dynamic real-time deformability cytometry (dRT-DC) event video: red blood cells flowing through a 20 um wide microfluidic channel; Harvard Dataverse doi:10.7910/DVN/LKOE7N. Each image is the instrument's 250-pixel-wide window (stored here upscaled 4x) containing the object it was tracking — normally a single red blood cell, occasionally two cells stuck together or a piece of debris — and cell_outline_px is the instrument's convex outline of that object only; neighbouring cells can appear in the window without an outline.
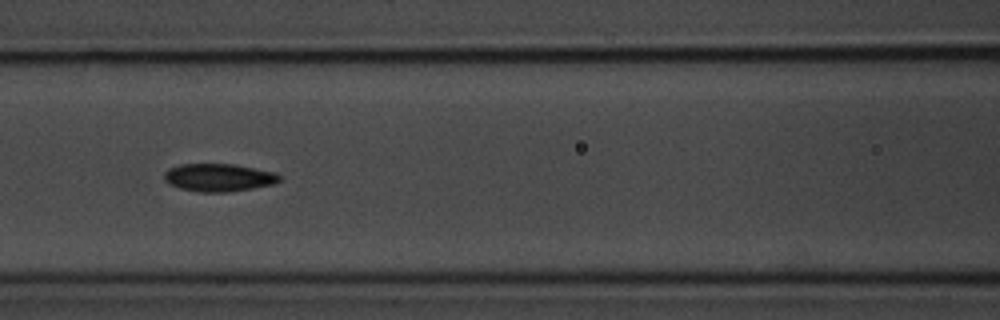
{"species": "common noctule bat (a hibernating species)", "species_latin": "Nyctalus noctula", "temperature_condition": "room temperature", "stored_images_in_passage": 5, "camera_frame_rate_fps": 3000, "um_per_image_px": 0.085, "animal": {"sex": "male", "body_mass_g": 20.1, "forearm_length_mm": 53.5}, "frame": {"image": 1, "passage_image": 3, "time_ms": 2.333, "image_size_px": [1000, 320], "cell_outline_px": [[284, 176], [276, 184], [228, 192], [196, 192], [180, 188], [168, 184], [164, 180], [164, 172], [168, 168], [180, 164], [236, 164], [276, 172]], "centroid_in_image_um": [18.62, 15.09], "position_along_channel_um": 148.0, "area_um2": 19.07}}
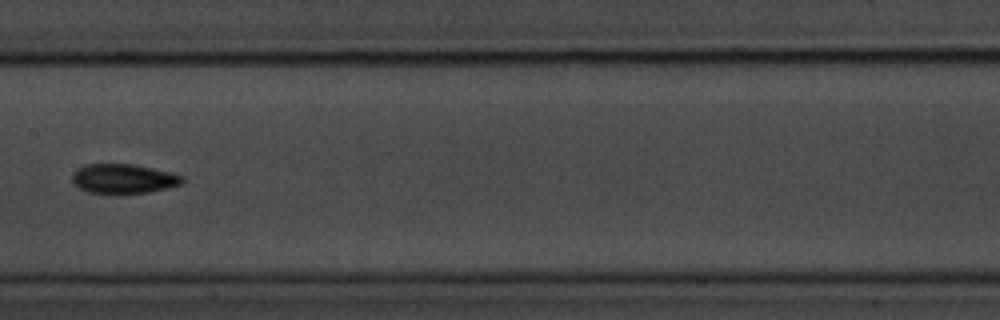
{"frame": {"image": 2, "passage_image": 4, "time_ms": 3.667, "image_size_px": [1000, 320], "cell_outline_px": [[184, 180], [180, 184], [168, 188], [148, 192], [116, 196], [88, 192], [72, 184], [72, 172], [76, 168], [84, 164], [132, 164], [152, 168], [184, 176]], "centroid_in_image_um": [10.43, 15.22], "position_along_channel_um": 197.0, "area_um2": 19.54}}
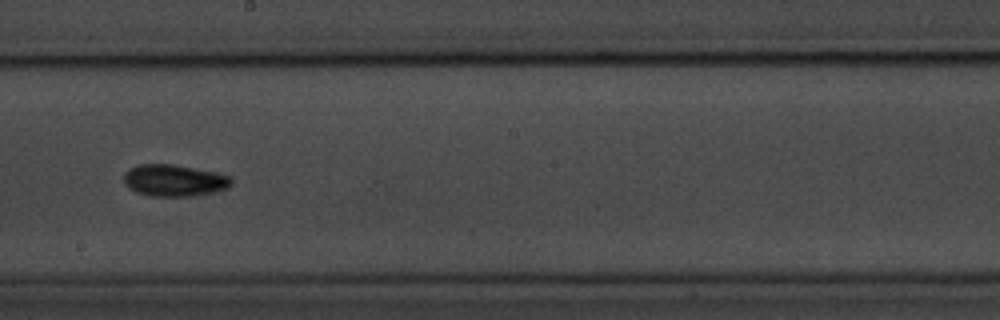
{"frame": {"image": 3, "passage_image": 5, "time_ms": 4.667, "image_size_px": [1000, 320], "cell_outline_px": [[232, 184], [228, 188], [212, 192], [188, 196], [148, 196], [136, 192], [128, 188], [124, 180], [124, 172], [140, 164], [176, 164], [232, 176]], "centroid_in_image_um": [14.8, 15.33], "position_along_channel_um": 233.4, "area_um2": 19.88}}